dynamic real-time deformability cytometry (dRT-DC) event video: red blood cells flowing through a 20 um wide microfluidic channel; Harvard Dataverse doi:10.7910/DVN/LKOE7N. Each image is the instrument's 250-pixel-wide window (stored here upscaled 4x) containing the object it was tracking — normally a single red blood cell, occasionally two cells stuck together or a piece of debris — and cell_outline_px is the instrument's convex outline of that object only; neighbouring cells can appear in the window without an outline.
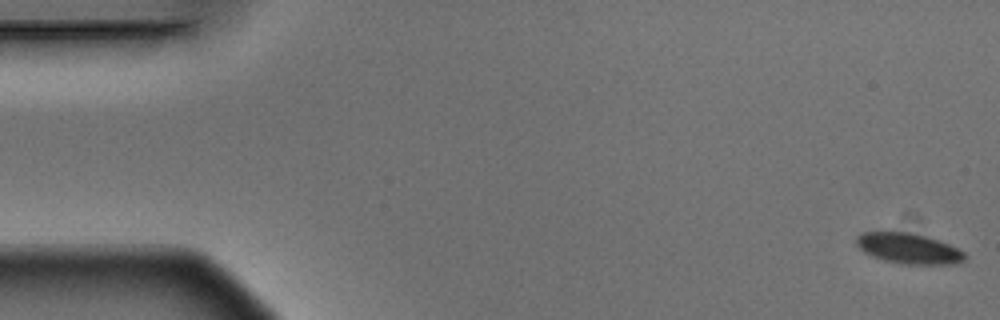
{"species": "Egyptian fruit bat (a non-hibernating species)", "species_latin": "Rousettus aegyptiacus", "temperature_condition": "warm", "stored_images_in_passage": 5, "camera_frame_rate_fps": 3000, "um_per_image_px": 0.085, "animal": {"sex": "male"}, "frame": {"image": 1, "passage_image": 1, "time_ms": 0.0, "image_size_px": [1000, 320], "cell_outline_px": [[968, 256], [964, 260], [956, 264], [900, 264], [884, 260], [872, 256], [864, 252], [856, 244], [856, 236], [864, 232], [908, 232], [924, 236], [948, 244], [964, 252]], "centroid_in_image_um": [77.23, 21.13], "position_along_channel_um": 7.8, "area_um2": 19.13}}
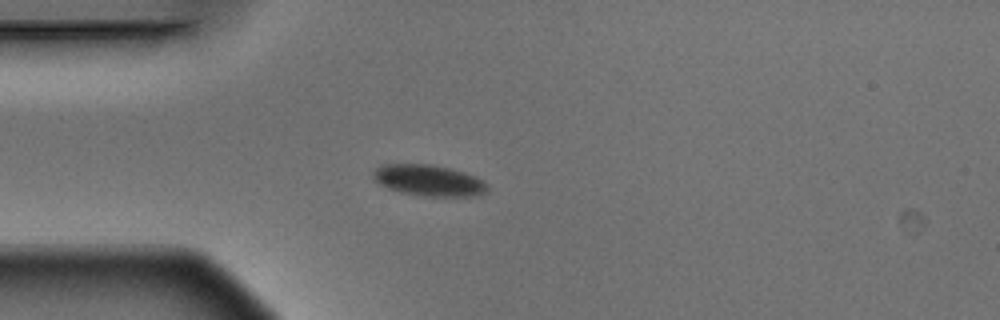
{"frame": {"image": 2, "passage_image": 4, "time_ms": 1.0, "image_size_px": [1000, 320], "cell_outline_px": [[488, 192], [480, 196], [420, 196], [400, 192], [388, 188], [380, 184], [372, 176], [372, 172], [380, 164], [432, 164], [464, 172], [476, 176], [484, 180], [488, 188]], "centroid_in_image_um": [36.47, 15.34], "position_along_channel_um": 48.5, "area_um2": 20.98}}